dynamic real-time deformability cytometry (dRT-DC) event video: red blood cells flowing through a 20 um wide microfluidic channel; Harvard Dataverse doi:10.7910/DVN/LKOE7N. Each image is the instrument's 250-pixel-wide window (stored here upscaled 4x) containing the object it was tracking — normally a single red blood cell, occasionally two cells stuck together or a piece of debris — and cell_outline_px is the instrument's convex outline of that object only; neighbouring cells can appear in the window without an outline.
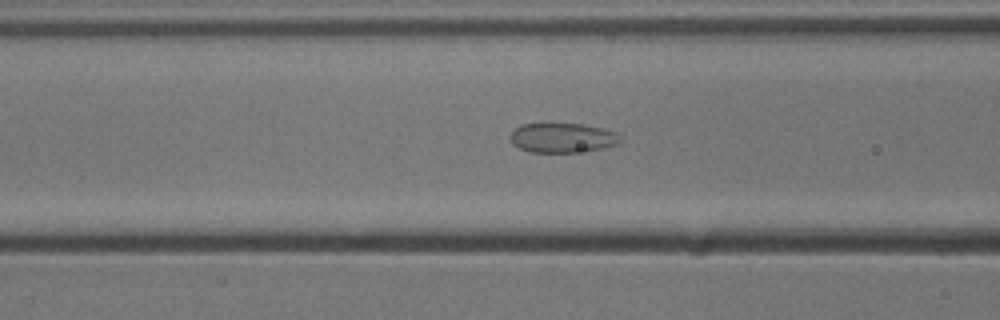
{"species": "common noctule bat (a hibernating species)", "species_latin": "Nyctalus noctula", "temperature_condition": "cold", "stored_images_in_passage": 43, "camera_frame_rate_fps": 3000, "um_per_image_px": 0.085, "animal": {"sex": "male", "body_mass_g": 13.3}, "frame": {"image": 1, "passage_image": 11, "time_ms": 3.333, "image_size_px": [1000, 320], "cell_outline_px": [[620, 140], [616, 144], [600, 148], [572, 152], [532, 152], [520, 148], [512, 144], [508, 136], [520, 124], [580, 124], [600, 128], [616, 132], [620, 136]], "centroid_in_image_um": [47.74, 11.71], "position_along_channel_um": 118.9, "area_um2": 18.61}}
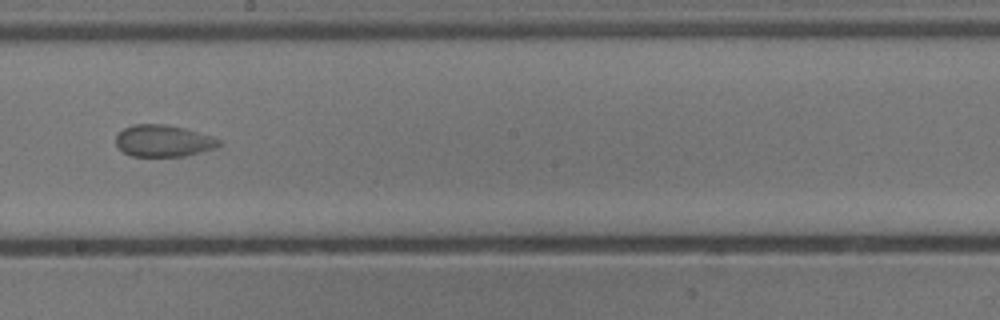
{"frame": {"image": 2, "passage_image": 20, "time_ms": 6.333, "image_size_px": [1000, 320], "cell_outline_px": [[224, 144], [216, 148], [184, 156], [132, 156], [124, 152], [116, 144], [116, 136], [124, 128], [132, 124], [168, 124], [184, 128], [212, 136], [224, 140]], "centroid_in_image_um": [13.94, 11.96], "position_along_channel_um": 234.3, "area_um2": 19.25}}
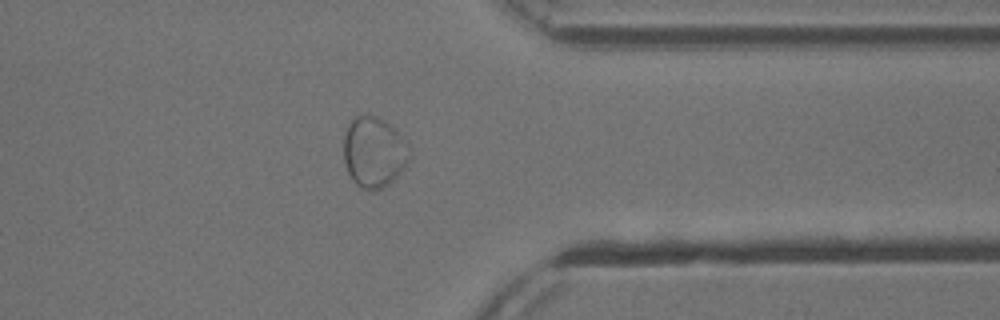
{"frame": {"image": 3, "passage_image": 32, "time_ms": 10.333, "image_size_px": [1000, 320], "cell_outline_px": [[408, 160], [404, 168], [388, 184], [380, 188], [364, 188], [356, 184], [352, 180], [344, 164], [344, 132], [348, 124], [360, 112], [376, 116], [384, 120], [408, 144]], "centroid_in_image_um": [31.73, 12.88], "position_along_channel_um": 379.7, "area_um2": 26.7}}